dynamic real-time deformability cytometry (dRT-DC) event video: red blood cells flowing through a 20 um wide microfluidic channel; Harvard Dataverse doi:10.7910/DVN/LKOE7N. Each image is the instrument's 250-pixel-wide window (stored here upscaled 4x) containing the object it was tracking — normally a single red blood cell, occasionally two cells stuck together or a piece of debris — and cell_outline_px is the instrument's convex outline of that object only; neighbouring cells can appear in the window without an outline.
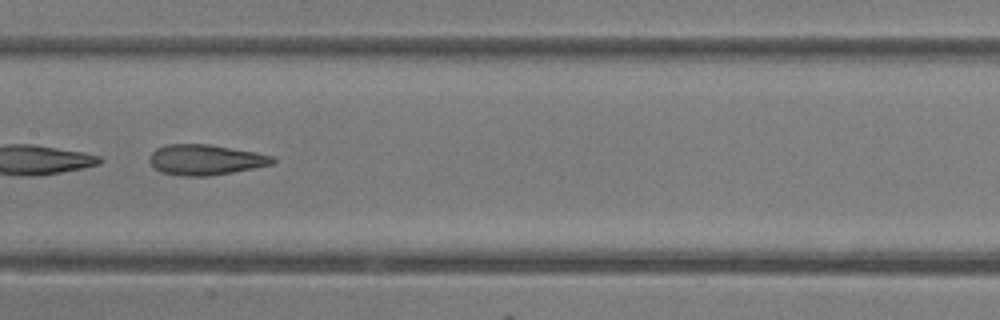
{"species": "common noctule bat (a hibernating species)", "species_latin": "Nyctalus noctula", "temperature_condition": "room temperature", "stored_images_in_passage": 32, "camera_frame_rate_fps": 3000, "um_per_image_px": 0.085, "animal": {"sex": "female"}, "frame": {"image": 1, "passage_image": 23, "time_ms": 7.333, "image_size_px": [1000, 320], "cell_outline_px": [[276, 160], [272, 164], [232, 172], [208, 176], [184, 176], [160, 172], [148, 160], [148, 156], [156, 148], [168, 144], [208, 144], [256, 152], [276, 156]], "centroid_in_image_um": [17.46, 13.57], "position_along_channel_um": 189.9, "area_um2": 21.85}}